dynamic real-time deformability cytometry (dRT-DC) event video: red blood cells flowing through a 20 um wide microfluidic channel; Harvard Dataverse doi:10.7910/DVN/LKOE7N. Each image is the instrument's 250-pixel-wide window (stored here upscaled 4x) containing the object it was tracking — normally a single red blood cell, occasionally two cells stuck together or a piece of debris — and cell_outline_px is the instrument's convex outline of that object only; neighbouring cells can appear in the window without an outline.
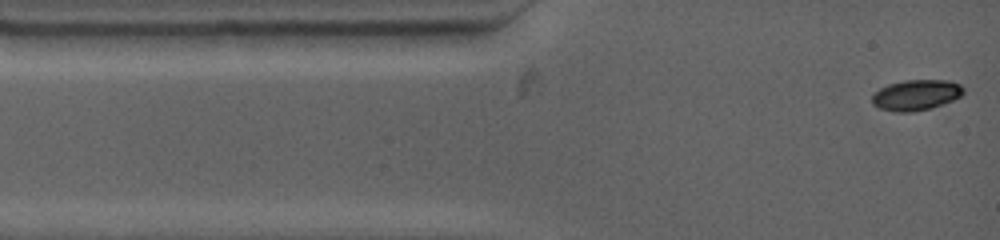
{"species": "common noctule bat (a hibernating species)", "species_latin": "Nyctalus noctula", "temperature_condition": "warm", "stored_images_in_passage": 8, "camera_frame_rate_fps": 4500, "um_per_image_px": 0.085, "animal": {"sex": "female", "body_mass_g": 19.0, "forearm_length_mm": 53.3}, "frame": {"image": 1, "passage_image": 1, "time_ms": 0.0, "image_size_px": [1000, 240], "cell_outline_px": [[964, 92], [960, 96], [944, 104], [932, 108], [912, 112], [896, 112], [880, 108], [872, 104], [872, 96], [880, 88], [888, 84], [904, 80], [948, 80], [960, 84], [964, 88]], "centroid_in_image_um": [77.88, 8.07], "position_along_channel_um": 7.1, "area_um2": 16.36}}
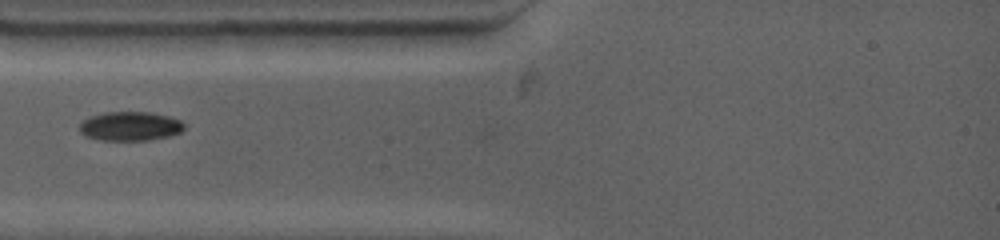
{"frame": {"image": 2, "passage_image": 5, "time_ms": 2.889, "image_size_px": [1000, 240], "cell_outline_px": [[184, 128], [180, 132], [168, 136], [148, 140], [100, 140], [84, 136], [80, 132], [80, 124], [84, 120], [92, 116], [104, 112], [148, 112], [168, 116], [180, 120], [184, 124]], "centroid_in_image_um": [11.05, 10.73], "position_along_channel_um": 74.0, "area_um2": 17.63}}
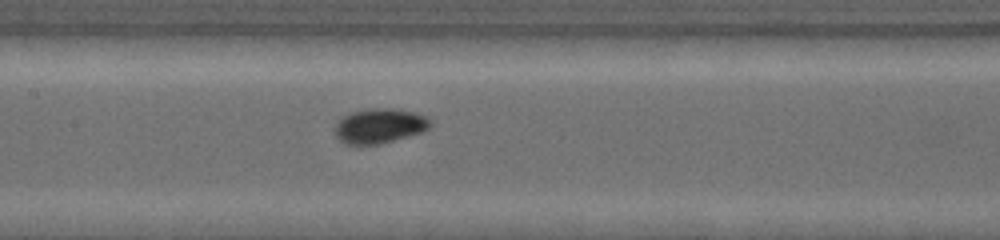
{"frame": {"image": 3, "passage_image": 8, "time_ms": 5.556, "image_size_px": [1000, 240], "cell_outline_px": [[432, 124], [424, 132], [380, 144], [344, 144], [336, 136], [336, 124], [344, 116], [352, 112], [372, 108], [396, 108], [416, 112], [432, 120]], "centroid_in_image_um": [32.32, 10.69], "position_along_channel_um": 175.1, "area_um2": 19.36}}